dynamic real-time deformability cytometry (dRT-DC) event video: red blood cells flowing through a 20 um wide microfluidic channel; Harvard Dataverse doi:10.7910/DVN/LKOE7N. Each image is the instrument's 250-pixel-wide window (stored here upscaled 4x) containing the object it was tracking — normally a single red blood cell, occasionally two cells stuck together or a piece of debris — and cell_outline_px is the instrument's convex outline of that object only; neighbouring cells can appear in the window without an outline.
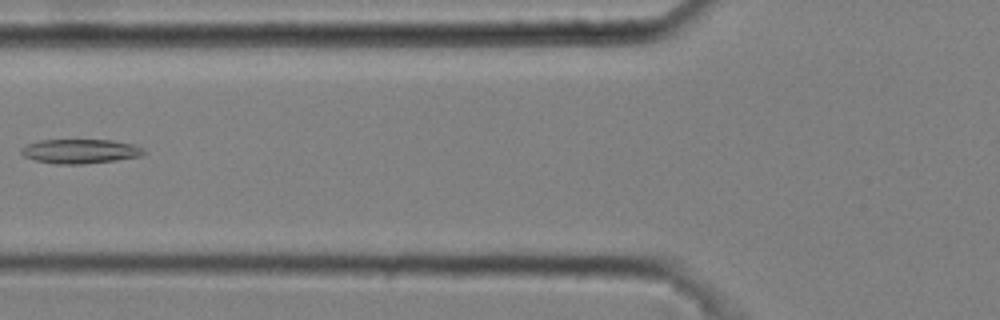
{"species": "common noctule bat (a hibernating species)", "species_latin": "Nyctalus noctula", "temperature_condition": "cold", "stored_images_in_passage": 5, "camera_frame_rate_fps": 3000, "um_per_image_px": 0.085, "animal": {"sex": "male", "body_mass_g": 20.4}, "frame": {"image": 1, "passage_image": 5, "time_ms": 1.333, "image_size_px": [1000, 320], "cell_outline_px": [[148, 152], [140, 156], [116, 160], [80, 164], [56, 164], [36, 160], [24, 156], [20, 152], [20, 148], [36, 140], [112, 140], [132, 144], [144, 148]], "centroid_in_image_um": [6.82, 12.85], "position_along_channel_um": 119.0, "area_um2": 17.4}}